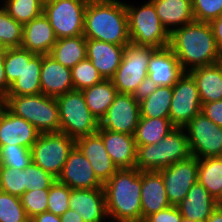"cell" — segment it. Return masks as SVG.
Returning <instances> with one entry per match:
<instances>
[{
    "mask_svg": "<svg viewBox=\"0 0 222 222\" xmlns=\"http://www.w3.org/2000/svg\"><path fill=\"white\" fill-rule=\"evenodd\" d=\"M169 48L184 72L222 61L210 23L193 21L170 33Z\"/></svg>",
    "mask_w": 222,
    "mask_h": 222,
    "instance_id": "cell-1",
    "label": "cell"
},
{
    "mask_svg": "<svg viewBox=\"0 0 222 222\" xmlns=\"http://www.w3.org/2000/svg\"><path fill=\"white\" fill-rule=\"evenodd\" d=\"M83 36L115 45L129 44L125 3L120 0H89L84 15Z\"/></svg>",
    "mask_w": 222,
    "mask_h": 222,
    "instance_id": "cell-2",
    "label": "cell"
},
{
    "mask_svg": "<svg viewBox=\"0 0 222 222\" xmlns=\"http://www.w3.org/2000/svg\"><path fill=\"white\" fill-rule=\"evenodd\" d=\"M142 171L118 169L103 184L108 218L113 222H142Z\"/></svg>",
    "mask_w": 222,
    "mask_h": 222,
    "instance_id": "cell-3",
    "label": "cell"
},
{
    "mask_svg": "<svg viewBox=\"0 0 222 222\" xmlns=\"http://www.w3.org/2000/svg\"><path fill=\"white\" fill-rule=\"evenodd\" d=\"M190 156L186 132L183 127H176L158 143L137 146L136 168L158 171Z\"/></svg>",
    "mask_w": 222,
    "mask_h": 222,
    "instance_id": "cell-4",
    "label": "cell"
},
{
    "mask_svg": "<svg viewBox=\"0 0 222 222\" xmlns=\"http://www.w3.org/2000/svg\"><path fill=\"white\" fill-rule=\"evenodd\" d=\"M4 106L14 115L30 122L40 133H59L60 121L55 97L44 94L6 95Z\"/></svg>",
    "mask_w": 222,
    "mask_h": 222,
    "instance_id": "cell-5",
    "label": "cell"
},
{
    "mask_svg": "<svg viewBox=\"0 0 222 222\" xmlns=\"http://www.w3.org/2000/svg\"><path fill=\"white\" fill-rule=\"evenodd\" d=\"M128 15L130 42L155 49L169 47L170 33L162 25L153 3L135 7L125 2Z\"/></svg>",
    "mask_w": 222,
    "mask_h": 222,
    "instance_id": "cell-6",
    "label": "cell"
},
{
    "mask_svg": "<svg viewBox=\"0 0 222 222\" xmlns=\"http://www.w3.org/2000/svg\"><path fill=\"white\" fill-rule=\"evenodd\" d=\"M60 132L78 139L96 133L99 121L90 112L82 91L72 90L56 97Z\"/></svg>",
    "mask_w": 222,
    "mask_h": 222,
    "instance_id": "cell-7",
    "label": "cell"
},
{
    "mask_svg": "<svg viewBox=\"0 0 222 222\" xmlns=\"http://www.w3.org/2000/svg\"><path fill=\"white\" fill-rule=\"evenodd\" d=\"M155 50L132 42L125 46L120 66L111 78L118 93L135 92L137 86L148 76L150 55Z\"/></svg>",
    "mask_w": 222,
    "mask_h": 222,
    "instance_id": "cell-8",
    "label": "cell"
},
{
    "mask_svg": "<svg viewBox=\"0 0 222 222\" xmlns=\"http://www.w3.org/2000/svg\"><path fill=\"white\" fill-rule=\"evenodd\" d=\"M74 146L64 133H41L31 148L32 162L57 179Z\"/></svg>",
    "mask_w": 222,
    "mask_h": 222,
    "instance_id": "cell-9",
    "label": "cell"
},
{
    "mask_svg": "<svg viewBox=\"0 0 222 222\" xmlns=\"http://www.w3.org/2000/svg\"><path fill=\"white\" fill-rule=\"evenodd\" d=\"M89 0H48L43 13L57 39L83 35L84 15Z\"/></svg>",
    "mask_w": 222,
    "mask_h": 222,
    "instance_id": "cell-10",
    "label": "cell"
},
{
    "mask_svg": "<svg viewBox=\"0 0 222 222\" xmlns=\"http://www.w3.org/2000/svg\"><path fill=\"white\" fill-rule=\"evenodd\" d=\"M192 156L222 157V127L199 112L184 127Z\"/></svg>",
    "mask_w": 222,
    "mask_h": 222,
    "instance_id": "cell-11",
    "label": "cell"
},
{
    "mask_svg": "<svg viewBox=\"0 0 222 222\" xmlns=\"http://www.w3.org/2000/svg\"><path fill=\"white\" fill-rule=\"evenodd\" d=\"M201 108L196 82L188 72H184L173 85L169 119L176 127H184L201 112Z\"/></svg>",
    "mask_w": 222,
    "mask_h": 222,
    "instance_id": "cell-12",
    "label": "cell"
},
{
    "mask_svg": "<svg viewBox=\"0 0 222 222\" xmlns=\"http://www.w3.org/2000/svg\"><path fill=\"white\" fill-rule=\"evenodd\" d=\"M158 172L162 175L169 203L176 206L185 198L192 185L198 181V158L190 156Z\"/></svg>",
    "mask_w": 222,
    "mask_h": 222,
    "instance_id": "cell-13",
    "label": "cell"
},
{
    "mask_svg": "<svg viewBox=\"0 0 222 222\" xmlns=\"http://www.w3.org/2000/svg\"><path fill=\"white\" fill-rule=\"evenodd\" d=\"M139 119V102L132 94L117 93L106 114L99 121V127L113 132L134 135Z\"/></svg>",
    "mask_w": 222,
    "mask_h": 222,
    "instance_id": "cell-14",
    "label": "cell"
},
{
    "mask_svg": "<svg viewBox=\"0 0 222 222\" xmlns=\"http://www.w3.org/2000/svg\"><path fill=\"white\" fill-rule=\"evenodd\" d=\"M57 180L71 189L103 188V183L95 175L90 162L76 145Z\"/></svg>",
    "mask_w": 222,
    "mask_h": 222,
    "instance_id": "cell-15",
    "label": "cell"
},
{
    "mask_svg": "<svg viewBox=\"0 0 222 222\" xmlns=\"http://www.w3.org/2000/svg\"><path fill=\"white\" fill-rule=\"evenodd\" d=\"M40 134L30 122L14 115L5 106L0 110V147L20 145L32 148Z\"/></svg>",
    "mask_w": 222,
    "mask_h": 222,
    "instance_id": "cell-16",
    "label": "cell"
},
{
    "mask_svg": "<svg viewBox=\"0 0 222 222\" xmlns=\"http://www.w3.org/2000/svg\"><path fill=\"white\" fill-rule=\"evenodd\" d=\"M69 208L82 217L83 222H106L105 193L103 188L72 189Z\"/></svg>",
    "mask_w": 222,
    "mask_h": 222,
    "instance_id": "cell-17",
    "label": "cell"
},
{
    "mask_svg": "<svg viewBox=\"0 0 222 222\" xmlns=\"http://www.w3.org/2000/svg\"><path fill=\"white\" fill-rule=\"evenodd\" d=\"M75 145L90 162L95 175L103 184L118 170L105 149L102 137L97 132L76 139Z\"/></svg>",
    "mask_w": 222,
    "mask_h": 222,
    "instance_id": "cell-18",
    "label": "cell"
},
{
    "mask_svg": "<svg viewBox=\"0 0 222 222\" xmlns=\"http://www.w3.org/2000/svg\"><path fill=\"white\" fill-rule=\"evenodd\" d=\"M105 149L117 169L136 168L137 147L134 135L113 132L98 127Z\"/></svg>",
    "mask_w": 222,
    "mask_h": 222,
    "instance_id": "cell-19",
    "label": "cell"
},
{
    "mask_svg": "<svg viewBox=\"0 0 222 222\" xmlns=\"http://www.w3.org/2000/svg\"><path fill=\"white\" fill-rule=\"evenodd\" d=\"M125 46L86 39L87 58L103 79H111L120 66Z\"/></svg>",
    "mask_w": 222,
    "mask_h": 222,
    "instance_id": "cell-20",
    "label": "cell"
},
{
    "mask_svg": "<svg viewBox=\"0 0 222 222\" xmlns=\"http://www.w3.org/2000/svg\"><path fill=\"white\" fill-rule=\"evenodd\" d=\"M40 85L42 94L55 98L74 90L71 69L58 63L49 54L43 55Z\"/></svg>",
    "mask_w": 222,
    "mask_h": 222,
    "instance_id": "cell-21",
    "label": "cell"
},
{
    "mask_svg": "<svg viewBox=\"0 0 222 222\" xmlns=\"http://www.w3.org/2000/svg\"><path fill=\"white\" fill-rule=\"evenodd\" d=\"M56 42L57 37L44 13L23 25L21 48L35 54L46 55Z\"/></svg>",
    "mask_w": 222,
    "mask_h": 222,
    "instance_id": "cell-22",
    "label": "cell"
},
{
    "mask_svg": "<svg viewBox=\"0 0 222 222\" xmlns=\"http://www.w3.org/2000/svg\"><path fill=\"white\" fill-rule=\"evenodd\" d=\"M183 74L176 55L169 47L156 49L150 55L148 76L157 86H173Z\"/></svg>",
    "mask_w": 222,
    "mask_h": 222,
    "instance_id": "cell-23",
    "label": "cell"
},
{
    "mask_svg": "<svg viewBox=\"0 0 222 222\" xmlns=\"http://www.w3.org/2000/svg\"><path fill=\"white\" fill-rule=\"evenodd\" d=\"M171 206L162 175L158 171H142L141 210L142 222L151 214Z\"/></svg>",
    "mask_w": 222,
    "mask_h": 222,
    "instance_id": "cell-24",
    "label": "cell"
},
{
    "mask_svg": "<svg viewBox=\"0 0 222 222\" xmlns=\"http://www.w3.org/2000/svg\"><path fill=\"white\" fill-rule=\"evenodd\" d=\"M217 205L216 199L197 181L176 206L183 218L206 222Z\"/></svg>",
    "mask_w": 222,
    "mask_h": 222,
    "instance_id": "cell-25",
    "label": "cell"
},
{
    "mask_svg": "<svg viewBox=\"0 0 222 222\" xmlns=\"http://www.w3.org/2000/svg\"><path fill=\"white\" fill-rule=\"evenodd\" d=\"M162 25L171 33L194 21L192 0H150Z\"/></svg>",
    "mask_w": 222,
    "mask_h": 222,
    "instance_id": "cell-26",
    "label": "cell"
},
{
    "mask_svg": "<svg viewBox=\"0 0 222 222\" xmlns=\"http://www.w3.org/2000/svg\"><path fill=\"white\" fill-rule=\"evenodd\" d=\"M188 73L196 82L201 104L222 100V61Z\"/></svg>",
    "mask_w": 222,
    "mask_h": 222,
    "instance_id": "cell-27",
    "label": "cell"
},
{
    "mask_svg": "<svg viewBox=\"0 0 222 222\" xmlns=\"http://www.w3.org/2000/svg\"><path fill=\"white\" fill-rule=\"evenodd\" d=\"M82 93L90 112L100 121L118 92L111 79H103L100 83L83 89Z\"/></svg>",
    "mask_w": 222,
    "mask_h": 222,
    "instance_id": "cell-28",
    "label": "cell"
},
{
    "mask_svg": "<svg viewBox=\"0 0 222 222\" xmlns=\"http://www.w3.org/2000/svg\"><path fill=\"white\" fill-rule=\"evenodd\" d=\"M43 55L35 54L31 59H25V70L9 88L7 95L41 94L40 74Z\"/></svg>",
    "mask_w": 222,
    "mask_h": 222,
    "instance_id": "cell-29",
    "label": "cell"
},
{
    "mask_svg": "<svg viewBox=\"0 0 222 222\" xmlns=\"http://www.w3.org/2000/svg\"><path fill=\"white\" fill-rule=\"evenodd\" d=\"M49 55L58 63L72 69L81 60L87 58L86 38L83 35L57 39Z\"/></svg>",
    "mask_w": 222,
    "mask_h": 222,
    "instance_id": "cell-30",
    "label": "cell"
},
{
    "mask_svg": "<svg viewBox=\"0 0 222 222\" xmlns=\"http://www.w3.org/2000/svg\"><path fill=\"white\" fill-rule=\"evenodd\" d=\"M175 128L169 118L140 117L134 134L136 147L158 143Z\"/></svg>",
    "mask_w": 222,
    "mask_h": 222,
    "instance_id": "cell-31",
    "label": "cell"
},
{
    "mask_svg": "<svg viewBox=\"0 0 222 222\" xmlns=\"http://www.w3.org/2000/svg\"><path fill=\"white\" fill-rule=\"evenodd\" d=\"M173 86H158L147 98L139 102L140 117L169 118Z\"/></svg>",
    "mask_w": 222,
    "mask_h": 222,
    "instance_id": "cell-32",
    "label": "cell"
},
{
    "mask_svg": "<svg viewBox=\"0 0 222 222\" xmlns=\"http://www.w3.org/2000/svg\"><path fill=\"white\" fill-rule=\"evenodd\" d=\"M197 180L217 200L222 193V157L198 159Z\"/></svg>",
    "mask_w": 222,
    "mask_h": 222,
    "instance_id": "cell-33",
    "label": "cell"
},
{
    "mask_svg": "<svg viewBox=\"0 0 222 222\" xmlns=\"http://www.w3.org/2000/svg\"><path fill=\"white\" fill-rule=\"evenodd\" d=\"M3 9L18 23L25 25L43 14L41 0H4Z\"/></svg>",
    "mask_w": 222,
    "mask_h": 222,
    "instance_id": "cell-34",
    "label": "cell"
},
{
    "mask_svg": "<svg viewBox=\"0 0 222 222\" xmlns=\"http://www.w3.org/2000/svg\"><path fill=\"white\" fill-rule=\"evenodd\" d=\"M35 53L23 48H6L3 55L5 76L10 86L25 70V59H31Z\"/></svg>",
    "mask_w": 222,
    "mask_h": 222,
    "instance_id": "cell-35",
    "label": "cell"
},
{
    "mask_svg": "<svg viewBox=\"0 0 222 222\" xmlns=\"http://www.w3.org/2000/svg\"><path fill=\"white\" fill-rule=\"evenodd\" d=\"M23 41V25L13 19L0 5V42L6 48H20Z\"/></svg>",
    "mask_w": 222,
    "mask_h": 222,
    "instance_id": "cell-36",
    "label": "cell"
},
{
    "mask_svg": "<svg viewBox=\"0 0 222 222\" xmlns=\"http://www.w3.org/2000/svg\"><path fill=\"white\" fill-rule=\"evenodd\" d=\"M71 77L74 90L80 91L92 87L103 80L97 68L88 58L81 60L71 69Z\"/></svg>",
    "mask_w": 222,
    "mask_h": 222,
    "instance_id": "cell-37",
    "label": "cell"
},
{
    "mask_svg": "<svg viewBox=\"0 0 222 222\" xmlns=\"http://www.w3.org/2000/svg\"><path fill=\"white\" fill-rule=\"evenodd\" d=\"M0 222H30L20 197L0 190Z\"/></svg>",
    "mask_w": 222,
    "mask_h": 222,
    "instance_id": "cell-38",
    "label": "cell"
},
{
    "mask_svg": "<svg viewBox=\"0 0 222 222\" xmlns=\"http://www.w3.org/2000/svg\"><path fill=\"white\" fill-rule=\"evenodd\" d=\"M31 162V148L20 145H5L0 147V166L23 170Z\"/></svg>",
    "mask_w": 222,
    "mask_h": 222,
    "instance_id": "cell-39",
    "label": "cell"
},
{
    "mask_svg": "<svg viewBox=\"0 0 222 222\" xmlns=\"http://www.w3.org/2000/svg\"><path fill=\"white\" fill-rule=\"evenodd\" d=\"M25 170L0 166V190L20 197L27 191Z\"/></svg>",
    "mask_w": 222,
    "mask_h": 222,
    "instance_id": "cell-40",
    "label": "cell"
},
{
    "mask_svg": "<svg viewBox=\"0 0 222 222\" xmlns=\"http://www.w3.org/2000/svg\"><path fill=\"white\" fill-rule=\"evenodd\" d=\"M49 189L27 190L20 196L21 204L29 219L47 211Z\"/></svg>",
    "mask_w": 222,
    "mask_h": 222,
    "instance_id": "cell-41",
    "label": "cell"
},
{
    "mask_svg": "<svg viewBox=\"0 0 222 222\" xmlns=\"http://www.w3.org/2000/svg\"><path fill=\"white\" fill-rule=\"evenodd\" d=\"M71 188L57 179L49 188L47 211L62 216L69 208Z\"/></svg>",
    "mask_w": 222,
    "mask_h": 222,
    "instance_id": "cell-42",
    "label": "cell"
},
{
    "mask_svg": "<svg viewBox=\"0 0 222 222\" xmlns=\"http://www.w3.org/2000/svg\"><path fill=\"white\" fill-rule=\"evenodd\" d=\"M195 21L210 23L222 16V0H192Z\"/></svg>",
    "mask_w": 222,
    "mask_h": 222,
    "instance_id": "cell-43",
    "label": "cell"
},
{
    "mask_svg": "<svg viewBox=\"0 0 222 222\" xmlns=\"http://www.w3.org/2000/svg\"><path fill=\"white\" fill-rule=\"evenodd\" d=\"M25 179L27 190L49 189L56 181L50 173L31 162L25 169Z\"/></svg>",
    "mask_w": 222,
    "mask_h": 222,
    "instance_id": "cell-44",
    "label": "cell"
},
{
    "mask_svg": "<svg viewBox=\"0 0 222 222\" xmlns=\"http://www.w3.org/2000/svg\"><path fill=\"white\" fill-rule=\"evenodd\" d=\"M182 215L175 205H171L157 213L149 215L144 222H180Z\"/></svg>",
    "mask_w": 222,
    "mask_h": 222,
    "instance_id": "cell-45",
    "label": "cell"
},
{
    "mask_svg": "<svg viewBox=\"0 0 222 222\" xmlns=\"http://www.w3.org/2000/svg\"><path fill=\"white\" fill-rule=\"evenodd\" d=\"M201 112L215 124L222 127V100L202 104Z\"/></svg>",
    "mask_w": 222,
    "mask_h": 222,
    "instance_id": "cell-46",
    "label": "cell"
},
{
    "mask_svg": "<svg viewBox=\"0 0 222 222\" xmlns=\"http://www.w3.org/2000/svg\"><path fill=\"white\" fill-rule=\"evenodd\" d=\"M158 88L157 84L147 76L136 88L132 94L137 102H141L147 98L152 92Z\"/></svg>",
    "mask_w": 222,
    "mask_h": 222,
    "instance_id": "cell-47",
    "label": "cell"
},
{
    "mask_svg": "<svg viewBox=\"0 0 222 222\" xmlns=\"http://www.w3.org/2000/svg\"><path fill=\"white\" fill-rule=\"evenodd\" d=\"M210 25L212 27L213 35L216 40L218 49L222 54V16L212 20Z\"/></svg>",
    "mask_w": 222,
    "mask_h": 222,
    "instance_id": "cell-48",
    "label": "cell"
},
{
    "mask_svg": "<svg viewBox=\"0 0 222 222\" xmlns=\"http://www.w3.org/2000/svg\"><path fill=\"white\" fill-rule=\"evenodd\" d=\"M10 86L7 83V79L5 76V67L3 61V55H0V97L5 99Z\"/></svg>",
    "mask_w": 222,
    "mask_h": 222,
    "instance_id": "cell-49",
    "label": "cell"
},
{
    "mask_svg": "<svg viewBox=\"0 0 222 222\" xmlns=\"http://www.w3.org/2000/svg\"><path fill=\"white\" fill-rule=\"evenodd\" d=\"M30 222H63L61 216L46 211L30 219Z\"/></svg>",
    "mask_w": 222,
    "mask_h": 222,
    "instance_id": "cell-50",
    "label": "cell"
},
{
    "mask_svg": "<svg viewBox=\"0 0 222 222\" xmlns=\"http://www.w3.org/2000/svg\"><path fill=\"white\" fill-rule=\"evenodd\" d=\"M63 222H83L82 217L75 210L68 209L62 216Z\"/></svg>",
    "mask_w": 222,
    "mask_h": 222,
    "instance_id": "cell-51",
    "label": "cell"
},
{
    "mask_svg": "<svg viewBox=\"0 0 222 222\" xmlns=\"http://www.w3.org/2000/svg\"><path fill=\"white\" fill-rule=\"evenodd\" d=\"M206 222H222V207L217 205V207L212 211L211 216L206 220Z\"/></svg>",
    "mask_w": 222,
    "mask_h": 222,
    "instance_id": "cell-52",
    "label": "cell"
},
{
    "mask_svg": "<svg viewBox=\"0 0 222 222\" xmlns=\"http://www.w3.org/2000/svg\"><path fill=\"white\" fill-rule=\"evenodd\" d=\"M6 47L0 42V55H4Z\"/></svg>",
    "mask_w": 222,
    "mask_h": 222,
    "instance_id": "cell-53",
    "label": "cell"
},
{
    "mask_svg": "<svg viewBox=\"0 0 222 222\" xmlns=\"http://www.w3.org/2000/svg\"><path fill=\"white\" fill-rule=\"evenodd\" d=\"M180 222H200V221H195V220H190V219H187V218H183L181 219Z\"/></svg>",
    "mask_w": 222,
    "mask_h": 222,
    "instance_id": "cell-54",
    "label": "cell"
},
{
    "mask_svg": "<svg viewBox=\"0 0 222 222\" xmlns=\"http://www.w3.org/2000/svg\"><path fill=\"white\" fill-rule=\"evenodd\" d=\"M4 106V99L0 97V110Z\"/></svg>",
    "mask_w": 222,
    "mask_h": 222,
    "instance_id": "cell-55",
    "label": "cell"
},
{
    "mask_svg": "<svg viewBox=\"0 0 222 222\" xmlns=\"http://www.w3.org/2000/svg\"><path fill=\"white\" fill-rule=\"evenodd\" d=\"M216 201L218 205L222 204V193L221 196Z\"/></svg>",
    "mask_w": 222,
    "mask_h": 222,
    "instance_id": "cell-56",
    "label": "cell"
}]
</instances>
